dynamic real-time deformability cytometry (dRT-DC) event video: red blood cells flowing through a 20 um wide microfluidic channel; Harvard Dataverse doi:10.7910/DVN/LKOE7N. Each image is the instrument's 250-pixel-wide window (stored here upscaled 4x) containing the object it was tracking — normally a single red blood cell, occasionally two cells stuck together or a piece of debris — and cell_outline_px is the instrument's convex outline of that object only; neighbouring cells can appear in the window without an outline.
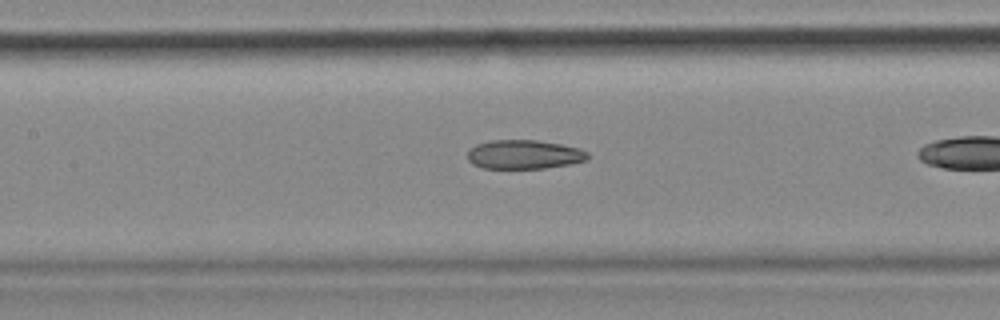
{"species": "common noctule bat (a hibernating species)", "species_latin": "Nyctalus noctula", "temperature_condition": "cold", "stored_images_in_passage": 19, "camera_frame_rate_fps": 3000, "um_per_image_px": 0.085, "animal": {"sex": "female", "body_mass_g": 18.4}, "frame": {"image": 1, "passage_image": 11, "time_ms": 3.333, "image_size_px": [1000, 320], "cell_outline_px": [[592, 156], [588, 160], [568, 164], [544, 168], [484, 168], [472, 164], [468, 160], [468, 152], [476, 144], [492, 140], [536, 140], [560, 144], [580, 148], [588, 152]], "centroid_in_image_um": [44.59, 13.13], "position_along_channel_um": 162.8, "area_um2": 20.35}}